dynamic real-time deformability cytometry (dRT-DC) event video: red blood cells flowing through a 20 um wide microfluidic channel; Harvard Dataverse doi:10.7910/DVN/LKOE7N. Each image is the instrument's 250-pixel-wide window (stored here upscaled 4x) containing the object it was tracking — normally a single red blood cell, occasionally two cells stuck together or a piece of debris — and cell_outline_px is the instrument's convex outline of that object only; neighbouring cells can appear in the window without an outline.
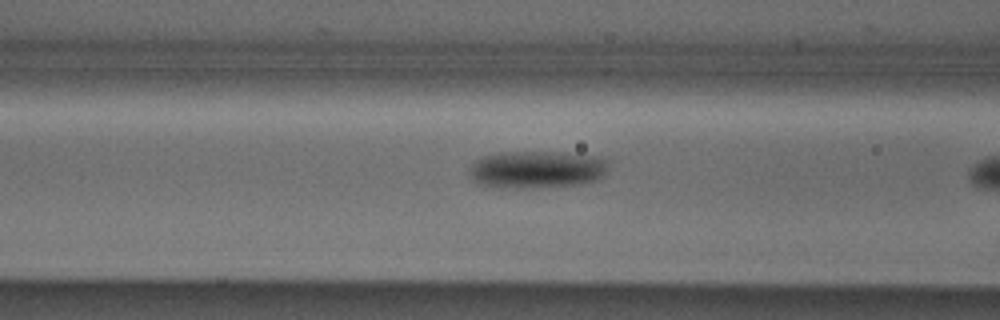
{"species": "Egyptian fruit bat (a non-hibernating species)", "species_latin": "Rousettus aegyptiacus", "temperature_condition": "cold", "stored_images_in_passage": 18, "camera_frame_rate_fps": 3000, "um_per_image_px": 0.085, "animal": {"sex": "male"}, "frame": {"image": 1, "passage_image": 6, "time_ms": 1.667, "image_size_px": [1000, 320], "cell_outline_px": [[608, 168], [604, 176], [596, 180], [580, 184], [532, 188], [500, 188], [476, 184], [468, 172], [472, 164], [476, 160], [484, 156], [500, 152], [560, 152], [596, 156], [608, 160]], "centroid_in_image_um": [45.62, 14.41], "position_along_channel_um": 121.0, "area_um2": 30.69}}
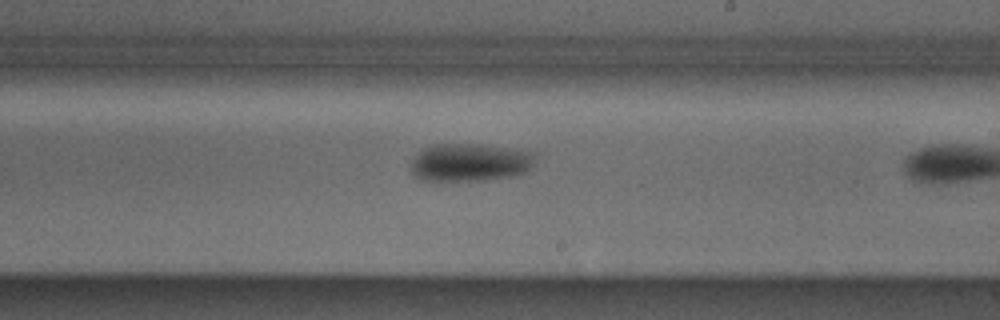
{"frame": {"image": 2, "passage_image": 16, "time_ms": 5.0, "image_size_px": [1000, 320], "cell_outline_px": [[536, 156], [532, 164], [524, 172], [516, 176], [484, 180], [424, 180], [416, 176], [412, 172], [412, 160], [424, 148], [436, 144], [476, 144], [536, 152]], "centroid_in_image_um": [39.97, 13.8], "position_along_channel_um": 249.0, "area_um2": 27.11}}